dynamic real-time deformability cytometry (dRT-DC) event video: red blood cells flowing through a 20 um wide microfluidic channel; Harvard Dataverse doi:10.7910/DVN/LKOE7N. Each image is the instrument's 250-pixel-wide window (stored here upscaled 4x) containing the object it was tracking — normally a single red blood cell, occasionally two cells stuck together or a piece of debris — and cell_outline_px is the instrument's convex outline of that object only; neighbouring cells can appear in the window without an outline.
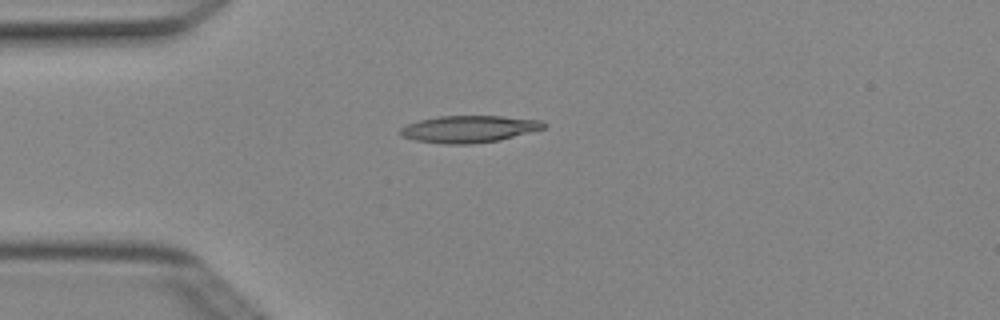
{"species": "Egyptian fruit bat (a non-hibernating species)", "species_latin": "Rousettus aegyptiacus", "temperature_condition": "cold", "stored_images_in_passage": 5, "camera_frame_rate_fps": 3000, "um_per_image_px": 0.085, "animal": {"sex": "female"}, "frame": {"image": 1, "passage_image": 4, "time_ms": 1.0, "image_size_px": [1000, 320], "cell_outline_px": [[548, 124], [544, 128], [500, 140], [472, 144], [444, 144], [416, 140], [400, 136], [396, 132], [400, 128], [408, 124], [420, 120], [440, 116], [504, 116], [544, 120]], "centroid_in_image_um": [39.87, 10.96], "position_along_channel_um": 45.1, "area_um2": 22.72}}